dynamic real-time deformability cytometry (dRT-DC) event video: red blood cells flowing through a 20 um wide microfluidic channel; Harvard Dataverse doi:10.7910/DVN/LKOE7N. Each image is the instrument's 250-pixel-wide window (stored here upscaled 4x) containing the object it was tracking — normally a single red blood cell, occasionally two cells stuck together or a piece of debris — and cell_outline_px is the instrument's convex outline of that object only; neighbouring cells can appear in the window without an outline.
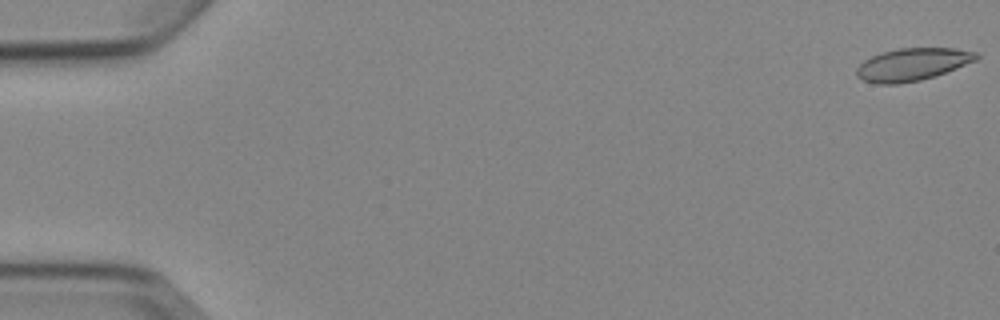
{"species": "Egyptian fruit bat (a non-hibernating species)", "species_latin": "Rousettus aegyptiacus", "temperature_condition": "cold", "stored_images_in_passage": 8, "camera_frame_rate_fps": 3000, "um_per_image_px": 0.085, "animal": {"sex": "female"}, "frame": {"image": 1, "passage_image": 1, "time_ms": 0.0, "image_size_px": [1000, 320], "cell_outline_px": [[980, 56], [976, 60], [936, 76], [920, 80], [900, 84], [876, 84], [864, 80], [856, 76], [856, 68], [864, 60], [880, 52], [896, 48], [956, 48], [976, 52]], "centroid_in_image_um": [77.53, 5.47], "position_along_channel_um": 7.5, "area_um2": 22.83}}
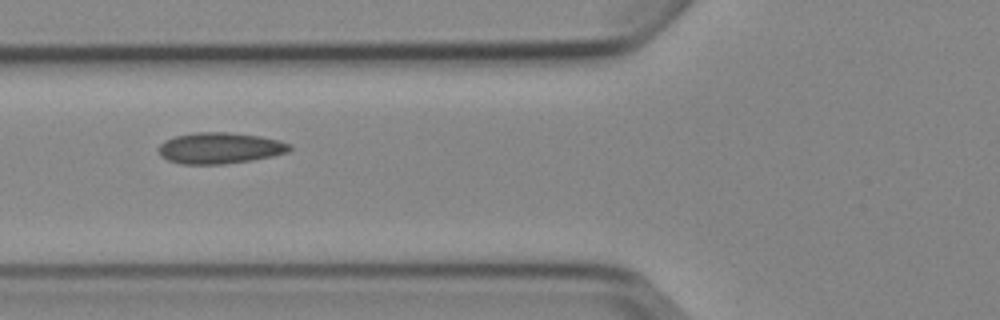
{"frame": {"image": 2, "passage_image": 6, "time_ms": 6.667, "image_size_px": [1000, 320], "cell_outline_px": [[292, 148], [288, 152], [272, 156], [252, 160], [224, 164], [180, 164], [168, 160], [160, 156], [160, 144], [164, 140], [176, 136], [196, 132], [228, 132], [260, 136], [280, 140], [288, 144]], "centroid_in_image_um": [18.69, 12.59], "position_along_channel_um": 107.1, "area_um2": 23.76}}
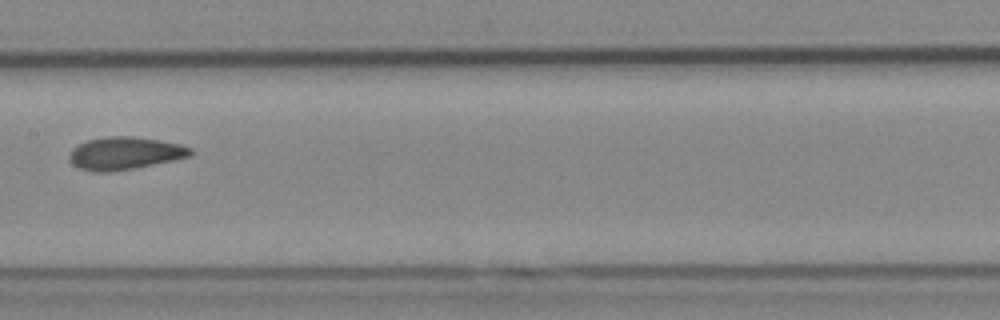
{"frame": {"image": 3, "passage_image": 8, "time_ms": 9.0, "image_size_px": [1000, 320], "cell_outline_px": [[192, 156], [132, 168], [108, 172], [92, 172], [80, 168], [72, 164], [68, 156], [72, 148], [88, 140], [108, 136], [132, 136], [160, 140], [180, 144], [192, 148]], "centroid_in_image_um": [10.6, 13.02], "position_along_channel_um": 196.8, "area_um2": 22.89}}